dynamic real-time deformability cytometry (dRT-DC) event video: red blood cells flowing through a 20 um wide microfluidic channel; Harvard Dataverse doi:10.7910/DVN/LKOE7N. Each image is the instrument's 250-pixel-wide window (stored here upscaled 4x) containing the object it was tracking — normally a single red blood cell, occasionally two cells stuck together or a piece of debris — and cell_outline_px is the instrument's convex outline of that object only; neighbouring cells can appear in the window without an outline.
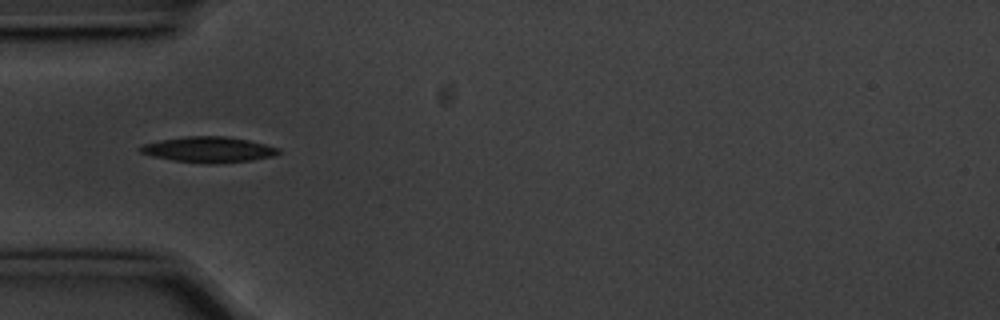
{"species": "common noctule bat (a hibernating species)", "species_latin": "Nyctalus noctula", "temperature_condition": "cold", "stored_images_in_passage": 28, "camera_frame_rate_fps": 3000, "um_per_image_px": 0.085, "animal": {"sex": "male", "body_mass_g": 20.1, "forearm_length_mm": 53.5}, "frame": {"image": 1, "passage_image": 5, "time_ms": 1.333, "image_size_px": [1000, 320], "cell_outline_px": [[280, 152], [272, 156], [252, 160], [172, 160], [152, 156], [140, 152], [136, 148], [144, 144], [160, 140], [184, 136], [224, 136], [248, 140], [280, 148]], "centroid_in_image_um": [17.68, 12.65], "position_along_channel_um": 67.3, "area_um2": 19.42}}
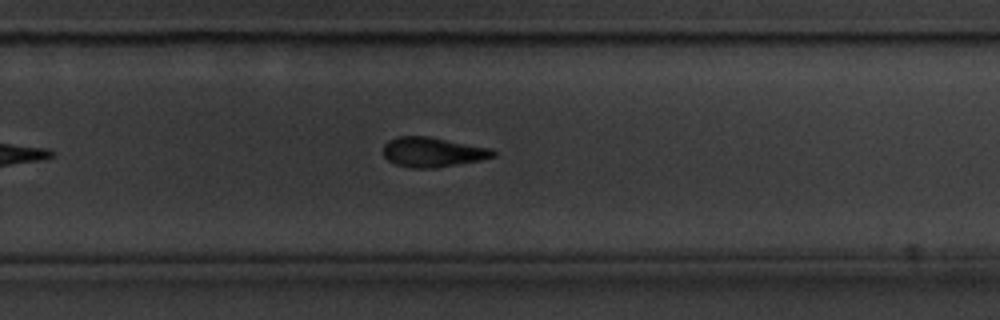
{"frame": {"image": 2, "passage_image": 24, "time_ms": 7.667, "image_size_px": [1000, 320], "cell_outline_px": [[496, 156], [480, 160], [436, 168], [412, 168], [396, 164], [388, 160], [384, 156], [384, 144], [388, 140], [400, 136], [428, 136], [492, 148], [496, 152]], "centroid_in_image_um": [36.79, 12.92], "position_along_channel_um": 293.0, "area_um2": 19.07}}